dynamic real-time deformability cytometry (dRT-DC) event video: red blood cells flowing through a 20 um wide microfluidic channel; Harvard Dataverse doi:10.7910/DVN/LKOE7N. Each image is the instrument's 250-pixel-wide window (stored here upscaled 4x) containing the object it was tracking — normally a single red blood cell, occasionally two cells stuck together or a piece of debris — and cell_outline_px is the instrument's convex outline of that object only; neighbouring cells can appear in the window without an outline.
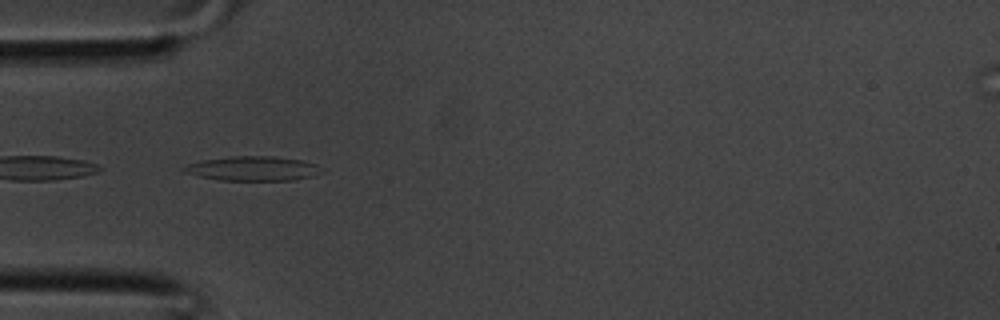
{"species": "common noctule bat (a hibernating species)", "species_latin": "Nyctalus noctula", "temperature_condition": "room temperature", "stored_images_in_passage": 29, "camera_frame_rate_fps": 3000, "um_per_image_px": 0.085, "animal": {"sex": "male", "body_mass_g": 20.1, "forearm_length_mm": 53.5}, "frame": {"image": 1, "passage_image": 4, "time_ms": 1.0, "image_size_px": [1000, 320], "cell_outline_px": [[316, 164], [312, 176], [292, 180], [220, 180], [200, 176], [188, 172], [180, 168], [184, 164], [200, 160], [232, 156], [272, 156], [304, 160]], "centroid_in_image_um": [21.36, 14.31], "position_along_channel_um": 63.6, "area_um2": 19.19}}
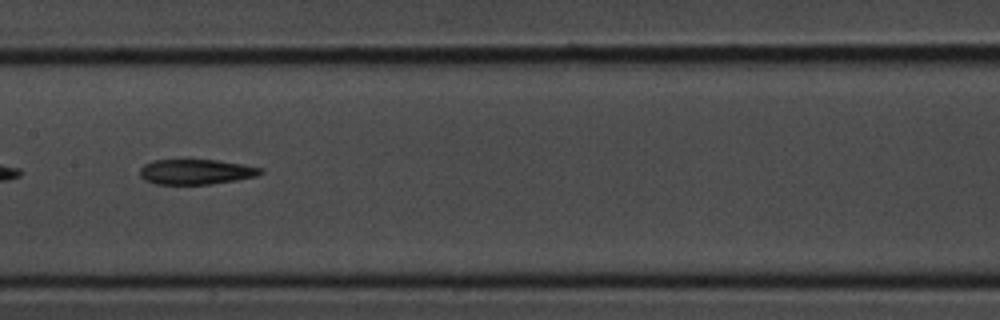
{"frame": {"image": 2, "passage_image": 11, "time_ms": 3.333, "image_size_px": [1000, 320], "cell_outline_px": [[264, 172], [256, 176], [236, 180], [208, 184], [156, 184], [144, 180], [140, 176], [140, 168], [144, 164], [152, 160], [216, 160], [244, 164], [264, 168]], "centroid_in_image_um": [16.67, 14.6], "position_along_channel_um": 190.7, "area_um2": 17.74}}
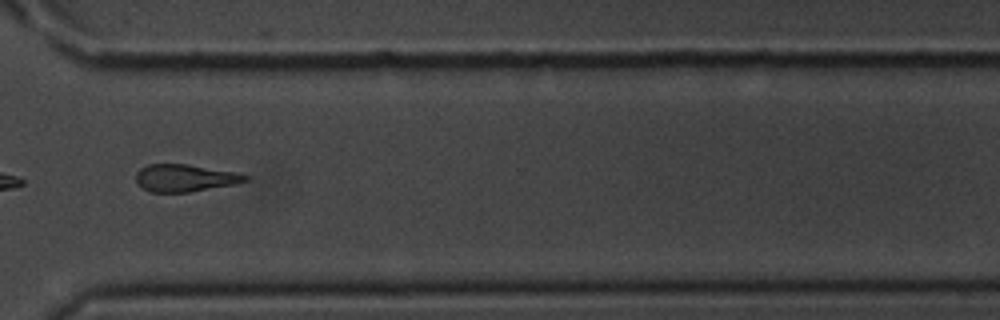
{"frame": {"image": 3, "passage_image": 20, "time_ms": 6.333, "image_size_px": [1000, 320], "cell_outline_px": [[248, 180], [236, 184], [188, 192], [152, 192], [144, 188], [136, 180], [136, 172], [140, 168], [148, 164], [188, 164], [232, 172], [248, 176]], "centroid_in_image_um": [15.69, 15.12], "position_along_channel_um": 354.9, "area_um2": 17.11}}